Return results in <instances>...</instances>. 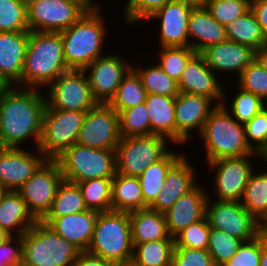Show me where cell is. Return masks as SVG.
<instances>
[{"label":"cell","instance_id":"cell-54","mask_svg":"<svg viewBox=\"0 0 267 266\" xmlns=\"http://www.w3.org/2000/svg\"><path fill=\"white\" fill-rule=\"evenodd\" d=\"M255 59L267 71V45L255 51Z\"/></svg>","mask_w":267,"mask_h":266},{"label":"cell","instance_id":"cell-24","mask_svg":"<svg viewBox=\"0 0 267 266\" xmlns=\"http://www.w3.org/2000/svg\"><path fill=\"white\" fill-rule=\"evenodd\" d=\"M97 215L96 211L86 210L60 217H44L41 221L82 252L88 250Z\"/></svg>","mask_w":267,"mask_h":266},{"label":"cell","instance_id":"cell-53","mask_svg":"<svg viewBox=\"0 0 267 266\" xmlns=\"http://www.w3.org/2000/svg\"><path fill=\"white\" fill-rule=\"evenodd\" d=\"M250 9L256 16L262 31L267 38V0H251Z\"/></svg>","mask_w":267,"mask_h":266},{"label":"cell","instance_id":"cell-47","mask_svg":"<svg viewBox=\"0 0 267 266\" xmlns=\"http://www.w3.org/2000/svg\"><path fill=\"white\" fill-rule=\"evenodd\" d=\"M172 0H126L122 9L123 24L133 26L137 22L148 20L156 11Z\"/></svg>","mask_w":267,"mask_h":266},{"label":"cell","instance_id":"cell-28","mask_svg":"<svg viewBox=\"0 0 267 266\" xmlns=\"http://www.w3.org/2000/svg\"><path fill=\"white\" fill-rule=\"evenodd\" d=\"M150 135H162L176 145L175 97L147 94Z\"/></svg>","mask_w":267,"mask_h":266},{"label":"cell","instance_id":"cell-21","mask_svg":"<svg viewBox=\"0 0 267 266\" xmlns=\"http://www.w3.org/2000/svg\"><path fill=\"white\" fill-rule=\"evenodd\" d=\"M189 160L190 158L184 153L170 167L161 192L148 207L149 209L165 213L182 195L198 184L196 169Z\"/></svg>","mask_w":267,"mask_h":266},{"label":"cell","instance_id":"cell-5","mask_svg":"<svg viewBox=\"0 0 267 266\" xmlns=\"http://www.w3.org/2000/svg\"><path fill=\"white\" fill-rule=\"evenodd\" d=\"M133 248L129 212L98 213L87 251L119 266H130Z\"/></svg>","mask_w":267,"mask_h":266},{"label":"cell","instance_id":"cell-44","mask_svg":"<svg viewBox=\"0 0 267 266\" xmlns=\"http://www.w3.org/2000/svg\"><path fill=\"white\" fill-rule=\"evenodd\" d=\"M238 87L253 93L267 103V71L254 59L237 78Z\"/></svg>","mask_w":267,"mask_h":266},{"label":"cell","instance_id":"cell-25","mask_svg":"<svg viewBox=\"0 0 267 266\" xmlns=\"http://www.w3.org/2000/svg\"><path fill=\"white\" fill-rule=\"evenodd\" d=\"M29 31L0 32V74L10 85L21 86Z\"/></svg>","mask_w":267,"mask_h":266},{"label":"cell","instance_id":"cell-29","mask_svg":"<svg viewBox=\"0 0 267 266\" xmlns=\"http://www.w3.org/2000/svg\"><path fill=\"white\" fill-rule=\"evenodd\" d=\"M132 243L174 239L168 232L165 214L149 208L129 212Z\"/></svg>","mask_w":267,"mask_h":266},{"label":"cell","instance_id":"cell-60","mask_svg":"<svg viewBox=\"0 0 267 266\" xmlns=\"http://www.w3.org/2000/svg\"><path fill=\"white\" fill-rule=\"evenodd\" d=\"M259 161L261 160L264 161V163L266 164V168H267V146L259 153ZM267 170V169H266Z\"/></svg>","mask_w":267,"mask_h":266},{"label":"cell","instance_id":"cell-43","mask_svg":"<svg viewBox=\"0 0 267 266\" xmlns=\"http://www.w3.org/2000/svg\"><path fill=\"white\" fill-rule=\"evenodd\" d=\"M242 244L240 239L230 236L224 231L211 228L209 234L208 252L215 266H221L228 261Z\"/></svg>","mask_w":267,"mask_h":266},{"label":"cell","instance_id":"cell-38","mask_svg":"<svg viewBox=\"0 0 267 266\" xmlns=\"http://www.w3.org/2000/svg\"><path fill=\"white\" fill-rule=\"evenodd\" d=\"M112 181L113 179L97 178L77 183L88 210L98 213L112 210Z\"/></svg>","mask_w":267,"mask_h":266},{"label":"cell","instance_id":"cell-55","mask_svg":"<svg viewBox=\"0 0 267 266\" xmlns=\"http://www.w3.org/2000/svg\"><path fill=\"white\" fill-rule=\"evenodd\" d=\"M259 266H267V235L261 233V258Z\"/></svg>","mask_w":267,"mask_h":266},{"label":"cell","instance_id":"cell-6","mask_svg":"<svg viewBox=\"0 0 267 266\" xmlns=\"http://www.w3.org/2000/svg\"><path fill=\"white\" fill-rule=\"evenodd\" d=\"M22 241L21 266H74L80 252L42 221L25 232Z\"/></svg>","mask_w":267,"mask_h":266},{"label":"cell","instance_id":"cell-40","mask_svg":"<svg viewBox=\"0 0 267 266\" xmlns=\"http://www.w3.org/2000/svg\"><path fill=\"white\" fill-rule=\"evenodd\" d=\"M156 63L159 67L177 83L180 80L188 61L197 53L189 46L184 47H160Z\"/></svg>","mask_w":267,"mask_h":266},{"label":"cell","instance_id":"cell-8","mask_svg":"<svg viewBox=\"0 0 267 266\" xmlns=\"http://www.w3.org/2000/svg\"><path fill=\"white\" fill-rule=\"evenodd\" d=\"M86 112L45 108L38 150L47 160H56L77 143Z\"/></svg>","mask_w":267,"mask_h":266},{"label":"cell","instance_id":"cell-33","mask_svg":"<svg viewBox=\"0 0 267 266\" xmlns=\"http://www.w3.org/2000/svg\"><path fill=\"white\" fill-rule=\"evenodd\" d=\"M261 168L258 170L262 171L255 169L251 173L241 200L243 207L260 224L267 218V171Z\"/></svg>","mask_w":267,"mask_h":266},{"label":"cell","instance_id":"cell-2","mask_svg":"<svg viewBox=\"0 0 267 266\" xmlns=\"http://www.w3.org/2000/svg\"><path fill=\"white\" fill-rule=\"evenodd\" d=\"M67 71L60 32L29 31L21 86L43 91Z\"/></svg>","mask_w":267,"mask_h":266},{"label":"cell","instance_id":"cell-19","mask_svg":"<svg viewBox=\"0 0 267 266\" xmlns=\"http://www.w3.org/2000/svg\"><path fill=\"white\" fill-rule=\"evenodd\" d=\"M193 8L184 1L172 0L148 18L160 24L159 47L189 46L187 24Z\"/></svg>","mask_w":267,"mask_h":266},{"label":"cell","instance_id":"cell-3","mask_svg":"<svg viewBox=\"0 0 267 266\" xmlns=\"http://www.w3.org/2000/svg\"><path fill=\"white\" fill-rule=\"evenodd\" d=\"M101 11V8L87 10L76 23L60 32L69 70H84L97 58L106 55L102 48L108 27Z\"/></svg>","mask_w":267,"mask_h":266},{"label":"cell","instance_id":"cell-45","mask_svg":"<svg viewBox=\"0 0 267 266\" xmlns=\"http://www.w3.org/2000/svg\"><path fill=\"white\" fill-rule=\"evenodd\" d=\"M250 0H209L205 8L222 25L236 20L250 9Z\"/></svg>","mask_w":267,"mask_h":266},{"label":"cell","instance_id":"cell-62","mask_svg":"<svg viewBox=\"0 0 267 266\" xmlns=\"http://www.w3.org/2000/svg\"><path fill=\"white\" fill-rule=\"evenodd\" d=\"M7 190L3 189L2 187H0V201H1V198L3 196V194L6 192Z\"/></svg>","mask_w":267,"mask_h":266},{"label":"cell","instance_id":"cell-22","mask_svg":"<svg viewBox=\"0 0 267 266\" xmlns=\"http://www.w3.org/2000/svg\"><path fill=\"white\" fill-rule=\"evenodd\" d=\"M200 54L205 63L216 74H236L238 78L242 71L255 59V50L249 46L226 40L218 44L210 45Z\"/></svg>","mask_w":267,"mask_h":266},{"label":"cell","instance_id":"cell-7","mask_svg":"<svg viewBox=\"0 0 267 266\" xmlns=\"http://www.w3.org/2000/svg\"><path fill=\"white\" fill-rule=\"evenodd\" d=\"M56 161L64 180L73 183L97 178L113 179L117 173L116 149H96L75 143Z\"/></svg>","mask_w":267,"mask_h":266},{"label":"cell","instance_id":"cell-37","mask_svg":"<svg viewBox=\"0 0 267 266\" xmlns=\"http://www.w3.org/2000/svg\"><path fill=\"white\" fill-rule=\"evenodd\" d=\"M136 65H132V69L137 73L142 81V85L145 88L147 94L165 95L168 97H176L179 93L178 83L170 78L155 62L154 64L145 67L135 68Z\"/></svg>","mask_w":267,"mask_h":266},{"label":"cell","instance_id":"cell-15","mask_svg":"<svg viewBox=\"0 0 267 266\" xmlns=\"http://www.w3.org/2000/svg\"><path fill=\"white\" fill-rule=\"evenodd\" d=\"M119 113L108 103L86 112L77 143L96 149H116L121 140Z\"/></svg>","mask_w":267,"mask_h":266},{"label":"cell","instance_id":"cell-52","mask_svg":"<svg viewBox=\"0 0 267 266\" xmlns=\"http://www.w3.org/2000/svg\"><path fill=\"white\" fill-rule=\"evenodd\" d=\"M74 266H119L118 264L105 260L100 256L89 253L88 251L79 252Z\"/></svg>","mask_w":267,"mask_h":266},{"label":"cell","instance_id":"cell-14","mask_svg":"<svg viewBox=\"0 0 267 266\" xmlns=\"http://www.w3.org/2000/svg\"><path fill=\"white\" fill-rule=\"evenodd\" d=\"M63 179L58 162L46 160L17 190L37 221H41L50 211L57 188Z\"/></svg>","mask_w":267,"mask_h":266},{"label":"cell","instance_id":"cell-46","mask_svg":"<svg viewBox=\"0 0 267 266\" xmlns=\"http://www.w3.org/2000/svg\"><path fill=\"white\" fill-rule=\"evenodd\" d=\"M211 227L208 220L204 219L189 225L174 237V247H186L207 250Z\"/></svg>","mask_w":267,"mask_h":266},{"label":"cell","instance_id":"cell-49","mask_svg":"<svg viewBox=\"0 0 267 266\" xmlns=\"http://www.w3.org/2000/svg\"><path fill=\"white\" fill-rule=\"evenodd\" d=\"M261 258V234L253 240L242 242L237 252L221 266H259Z\"/></svg>","mask_w":267,"mask_h":266},{"label":"cell","instance_id":"cell-58","mask_svg":"<svg viewBox=\"0 0 267 266\" xmlns=\"http://www.w3.org/2000/svg\"><path fill=\"white\" fill-rule=\"evenodd\" d=\"M10 84L4 79V77L0 74V94L5 91Z\"/></svg>","mask_w":267,"mask_h":266},{"label":"cell","instance_id":"cell-56","mask_svg":"<svg viewBox=\"0 0 267 266\" xmlns=\"http://www.w3.org/2000/svg\"><path fill=\"white\" fill-rule=\"evenodd\" d=\"M76 1L81 3L87 10H95V9L103 8L101 7L99 3H96L93 0H76Z\"/></svg>","mask_w":267,"mask_h":266},{"label":"cell","instance_id":"cell-35","mask_svg":"<svg viewBox=\"0 0 267 266\" xmlns=\"http://www.w3.org/2000/svg\"><path fill=\"white\" fill-rule=\"evenodd\" d=\"M88 210L77 183L64 180L57 188L50 211L45 217H60Z\"/></svg>","mask_w":267,"mask_h":266},{"label":"cell","instance_id":"cell-27","mask_svg":"<svg viewBox=\"0 0 267 266\" xmlns=\"http://www.w3.org/2000/svg\"><path fill=\"white\" fill-rule=\"evenodd\" d=\"M37 220L17 191L7 190L0 201V228L11 236H22ZM16 232V233H15Z\"/></svg>","mask_w":267,"mask_h":266},{"label":"cell","instance_id":"cell-61","mask_svg":"<svg viewBox=\"0 0 267 266\" xmlns=\"http://www.w3.org/2000/svg\"><path fill=\"white\" fill-rule=\"evenodd\" d=\"M261 231L267 235V218L261 223Z\"/></svg>","mask_w":267,"mask_h":266},{"label":"cell","instance_id":"cell-51","mask_svg":"<svg viewBox=\"0 0 267 266\" xmlns=\"http://www.w3.org/2000/svg\"><path fill=\"white\" fill-rule=\"evenodd\" d=\"M22 252V236H11L0 245V266H21Z\"/></svg>","mask_w":267,"mask_h":266},{"label":"cell","instance_id":"cell-23","mask_svg":"<svg viewBox=\"0 0 267 266\" xmlns=\"http://www.w3.org/2000/svg\"><path fill=\"white\" fill-rule=\"evenodd\" d=\"M208 192L198 183L192 190L182 195L164 214L171 237L206 216Z\"/></svg>","mask_w":267,"mask_h":266},{"label":"cell","instance_id":"cell-31","mask_svg":"<svg viewBox=\"0 0 267 266\" xmlns=\"http://www.w3.org/2000/svg\"><path fill=\"white\" fill-rule=\"evenodd\" d=\"M111 203L114 211L131 212L144 209L139 178L116 173L112 181Z\"/></svg>","mask_w":267,"mask_h":266},{"label":"cell","instance_id":"cell-63","mask_svg":"<svg viewBox=\"0 0 267 266\" xmlns=\"http://www.w3.org/2000/svg\"><path fill=\"white\" fill-rule=\"evenodd\" d=\"M26 4H28L32 0H23Z\"/></svg>","mask_w":267,"mask_h":266},{"label":"cell","instance_id":"cell-42","mask_svg":"<svg viewBox=\"0 0 267 266\" xmlns=\"http://www.w3.org/2000/svg\"><path fill=\"white\" fill-rule=\"evenodd\" d=\"M29 31L27 4L23 0H0V32Z\"/></svg>","mask_w":267,"mask_h":266},{"label":"cell","instance_id":"cell-32","mask_svg":"<svg viewBox=\"0 0 267 266\" xmlns=\"http://www.w3.org/2000/svg\"><path fill=\"white\" fill-rule=\"evenodd\" d=\"M225 29L227 40L249 46L255 51L267 45V38L251 9L225 25Z\"/></svg>","mask_w":267,"mask_h":266},{"label":"cell","instance_id":"cell-9","mask_svg":"<svg viewBox=\"0 0 267 266\" xmlns=\"http://www.w3.org/2000/svg\"><path fill=\"white\" fill-rule=\"evenodd\" d=\"M162 135L121 138L116 148L117 173L139 177L152 163L161 160L174 145Z\"/></svg>","mask_w":267,"mask_h":266},{"label":"cell","instance_id":"cell-26","mask_svg":"<svg viewBox=\"0 0 267 266\" xmlns=\"http://www.w3.org/2000/svg\"><path fill=\"white\" fill-rule=\"evenodd\" d=\"M187 27L189 47L197 53L210 45L227 40L225 26L216 21L205 7L191 10Z\"/></svg>","mask_w":267,"mask_h":266},{"label":"cell","instance_id":"cell-10","mask_svg":"<svg viewBox=\"0 0 267 266\" xmlns=\"http://www.w3.org/2000/svg\"><path fill=\"white\" fill-rule=\"evenodd\" d=\"M254 157L257 159L259 154L220 158L206 163L208 170L214 171V191L209 193L208 190V197L215 194L214 198L219 201L241 202L250 175L255 170Z\"/></svg>","mask_w":267,"mask_h":266},{"label":"cell","instance_id":"cell-57","mask_svg":"<svg viewBox=\"0 0 267 266\" xmlns=\"http://www.w3.org/2000/svg\"><path fill=\"white\" fill-rule=\"evenodd\" d=\"M187 3L188 5L196 7H205L209 0H181Z\"/></svg>","mask_w":267,"mask_h":266},{"label":"cell","instance_id":"cell-18","mask_svg":"<svg viewBox=\"0 0 267 266\" xmlns=\"http://www.w3.org/2000/svg\"><path fill=\"white\" fill-rule=\"evenodd\" d=\"M216 106L205 96L179 92L175 97L176 146H185L191 139L192 131L193 135H199Z\"/></svg>","mask_w":267,"mask_h":266},{"label":"cell","instance_id":"cell-16","mask_svg":"<svg viewBox=\"0 0 267 266\" xmlns=\"http://www.w3.org/2000/svg\"><path fill=\"white\" fill-rule=\"evenodd\" d=\"M120 54L111 53L97 58L83 71L86 73L94 98L98 103H109L115 96L119 84L132 69Z\"/></svg>","mask_w":267,"mask_h":266},{"label":"cell","instance_id":"cell-41","mask_svg":"<svg viewBox=\"0 0 267 266\" xmlns=\"http://www.w3.org/2000/svg\"><path fill=\"white\" fill-rule=\"evenodd\" d=\"M119 124L122 138L150 135V118L145 103L122 110Z\"/></svg>","mask_w":267,"mask_h":266},{"label":"cell","instance_id":"cell-17","mask_svg":"<svg viewBox=\"0 0 267 266\" xmlns=\"http://www.w3.org/2000/svg\"><path fill=\"white\" fill-rule=\"evenodd\" d=\"M0 147V187L17 191L47 160L41 151ZM34 152V153H33Z\"/></svg>","mask_w":267,"mask_h":266},{"label":"cell","instance_id":"cell-11","mask_svg":"<svg viewBox=\"0 0 267 266\" xmlns=\"http://www.w3.org/2000/svg\"><path fill=\"white\" fill-rule=\"evenodd\" d=\"M43 92H46L45 108L87 112L98 104L83 70L61 74Z\"/></svg>","mask_w":267,"mask_h":266},{"label":"cell","instance_id":"cell-39","mask_svg":"<svg viewBox=\"0 0 267 266\" xmlns=\"http://www.w3.org/2000/svg\"><path fill=\"white\" fill-rule=\"evenodd\" d=\"M226 95L227 94L223 93L222 105L232 117H234L240 124L243 125L249 122L265 107H267V103L262 98L238 87L237 94L231 99V105L229 103V109L228 104L226 103L228 96Z\"/></svg>","mask_w":267,"mask_h":266},{"label":"cell","instance_id":"cell-20","mask_svg":"<svg viewBox=\"0 0 267 266\" xmlns=\"http://www.w3.org/2000/svg\"><path fill=\"white\" fill-rule=\"evenodd\" d=\"M221 75L208 67L203 56L196 53L187 63L178 82L179 92L202 95L210 98L216 105H221L223 93L227 92L221 85ZM220 80V81H218Z\"/></svg>","mask_w":267,"mask_h":266},{"label":"cell","instance_id":"cell-36","mask_svg":"<svg viewBox=\"0 0 267 266\" xmlns=\"http://www.w3.org/2000/svg\"><path fill=\"white\" fill-rule=\"evenodd\" d=\"M147 92L137 73L131 69L119 84L115 96L108 103L114 110L120 113L141 103H144Z\"/></svg>","mask_w":267,"mask_h":266},{"label":"cell","instance_id":"cell-50","mask_svg":"<svg viewBox=\"0 0 267 266\" xmlns=\"http://www.w3.org/2000/svg\"><path fill=\"white\" fill-rule=\"evenodd\" d=\"M171 266H215L208 250L174 247Z\"/></svg>","mask_w":267,"mask_h":266},{"label":"cell","instance_id":"cell-12","mask_svg":"<svg viewBox=\"0 0 267 266\" xmlns=\"http://www.w3.org/2000/svg\"><path fill=\"white\" fill-rule=\"evenodd\" d=\"M207 197L206 218L209 226L226 232L242 242L262 233L261 224L237 201H219ZM213 200V201H212Z\"/></svg>","mask_w":267,"mask_h":266},{"label":"cell","instance_id":"cell-4","mask_svg":"<svg viewBox=\"0 0 267 266\" xmlns=\"http://www.w3.org/2000/svg\"><path fill=\"white\" fill-rule=\"evenodd\" d=\"M206 163L226 157H241L255 153L246 140L245 128L226 108L217 105L206 120L202 132Z\"/></svg>","mask_w":267,"mask_h":266},{"label":"cell","instance_id":"cell-59","mask_svg":"<svg viewBox=\"0 0 267 266\" xmlns=\"http://www.w3.org/2000/svg\"><path fill=\"white\" fill-rule=\"evenodd\" d=\"M10 237L11 235L9 233L0 228V245L3 244Z\"/></svg>","mask_w":267,"mask_h":266},{"label":"cell","instance_id":"cell-30","mask_svg":"<svg viewBox=\"0 0 267 266\" xmlns=\"http://www.w3.org/2000/svg\"><path fill=\"white\" fill-rule=\"evenodd\" d=\"M179 151L178 153L170 150L161 160L152 163L138 177L144 198V209L148 208L160 194L168 170L184 153L181 149Z\"/></svg>","mask_w":267,"mask_h":266},{"label":"cell","instance_id":"cell-48","mask_svg":"<svg viewBox=\"0 0 267 266\" xmlns=\"http://www.w3.org/2000/svg\"><path fill=\"white\" fill-rule=\"evenodd\" d=\"M249 147L260 153L267 146V107L244 125Z\"/></svg>","mask_w":267,"mask_h":266},{"label":"cell","instance_id":"cell-34","mask_svg":"<svg viewBox=\"0 0 267 266\" xmlns=\"http://www.w3.org/2000/svg\"><path fill=\"white\" fill-rule=\"evenodd\" d=\"M130 266H171L174 239H161L133 244Z\"/></svg>","mask_w":267,"mask_h":266},{"label":"cell","instance_id":"cell-1","mask_svg":"<svg viewBox=\"0 0 267 266\" xmlns=\"http://www.w3.org/2000/svg\"><path fill=\"white\" fill-rule=\"evenodd\" d=\"M40 89L10 85L0 94V147L41 140L46 97ZM26 141V142H25Z\"/></svg>","mask_w":267,"mask_h":266},{"label":"cell","instance_id":"cell-13","mask_svg":"<svg viewBox=\"0 0 267 266\" xmlns=\"http://www.w3.org/2000/svg\"><path fill=\"white\" fill-rule=\"evenodd\" d=\"M86 11L76 0H32L27 4L29 31L61 32Z\"/></svg>","mask_w":267,"mask_h":266}]
</instances>
